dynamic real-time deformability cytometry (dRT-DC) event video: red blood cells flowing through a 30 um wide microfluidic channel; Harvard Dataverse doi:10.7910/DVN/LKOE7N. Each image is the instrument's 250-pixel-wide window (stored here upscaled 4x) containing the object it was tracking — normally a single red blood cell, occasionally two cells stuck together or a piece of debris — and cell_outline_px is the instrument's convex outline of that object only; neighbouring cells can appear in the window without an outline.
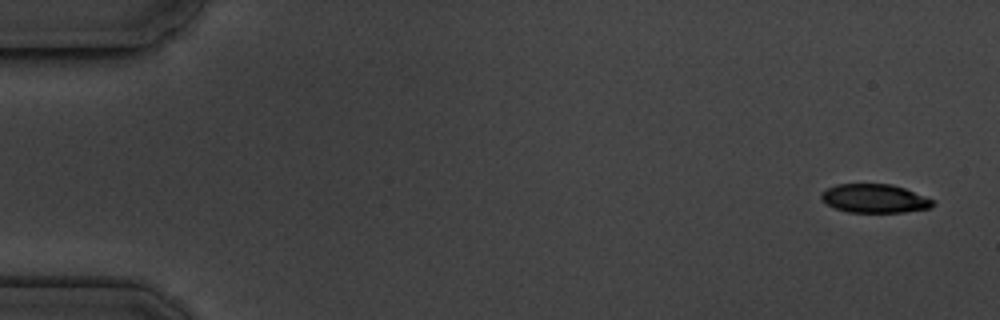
{"species": "common noctule bat (a hibernating species)", "species_latin": "Nyctalus noctula", "temperature_condition": "cold", "stored_images_in_passage": 6, "camera_frame_rate_fps": 3000, "um_per_image_px": 0.085, "animal": {"sex": "male", "body_mass_g": 19.5, "forearm_length_mm": 54.6}, "frame": {"image": 1, "passage_image": 1, "time_ms": 0.0, "image_size_px": [1000, 320], "cell_outline_px": [[936, 204], [932, 208], [904, 212], [848, 212], [832, 208], [820, 200], [820, 196], [828, 188], [836, 184], [892, 184], [904, 188], [936, 200]], "centroid_in_image_um": [74.36, 16.88], "position_along_channel_um": 10.6, "area_um2": 18.9}}
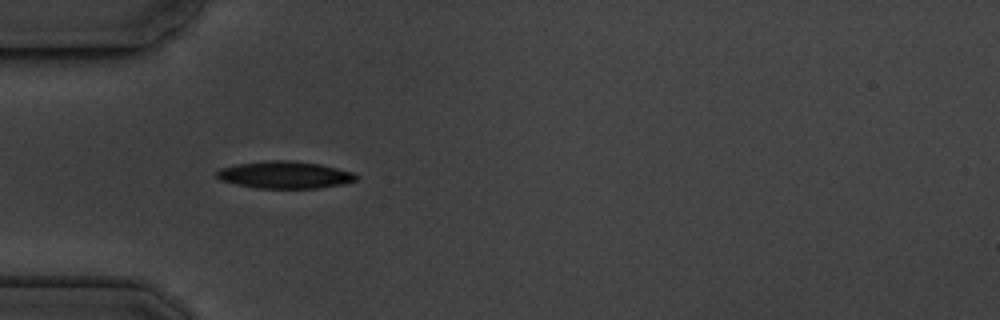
{"frame": {"image": 2, "passage_image": 5, "time_ms": 5.0, "image_size_px": [1000, 320], "cell_outline_px": [[360, 176], [356, 180], [344, 184], [316, 188], [256, 188], [236, 184], [220, 180], [216, 176], [216, 172], [220, 168], [236, 164], [272, 160], [288, 160], [320, 164], [352, 172]], "centroid_in_image_um": [24.2, 14.86], "position_along_channel_um": 60.8, "area_um2": 22.02}}